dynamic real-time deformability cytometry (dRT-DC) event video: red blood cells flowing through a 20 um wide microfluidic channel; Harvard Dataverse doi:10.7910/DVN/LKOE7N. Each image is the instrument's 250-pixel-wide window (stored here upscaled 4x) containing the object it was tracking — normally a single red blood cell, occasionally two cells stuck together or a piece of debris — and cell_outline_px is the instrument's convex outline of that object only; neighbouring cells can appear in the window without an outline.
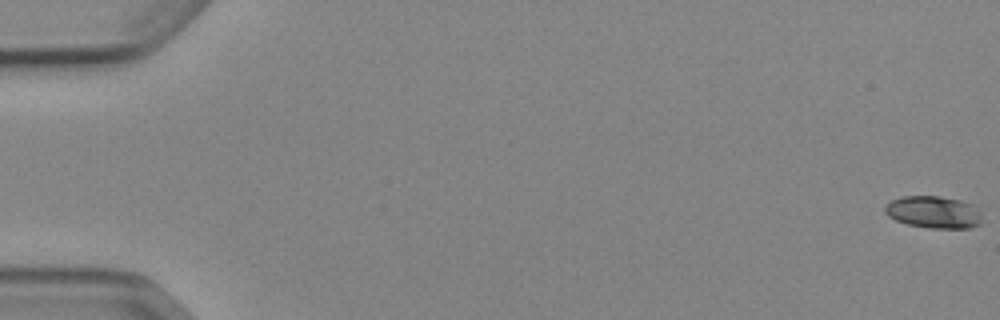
{"species": "Egyptian fruit bat (a non-hibernating species)", "species_latin": "Rousettus aegyptiacus", "temperature_condition": "cold", "stored_images_in_passage": 54, "camera_frame_rate_fps": 3000, "um_per_image_px": 0.085, "animal": {"sex": "female"}, "frame": {"image": 1, "passage_image": 1, "time_ms": 0.0, "image_size_px": [1000, 320], "cell_outline_px": [[980, 224], [972, 228], [932, 228], [908, 224], [896, 220], [888, 216], [884, 212], [884, 208], [892, 200], [904, 196], [940, 196], [960, 200], [972, 204], [980, 212]], "centroid_in_image_um": [79.36, 18.03], "position_along_channel_um": 5.6, "area_um2": 18.09}}
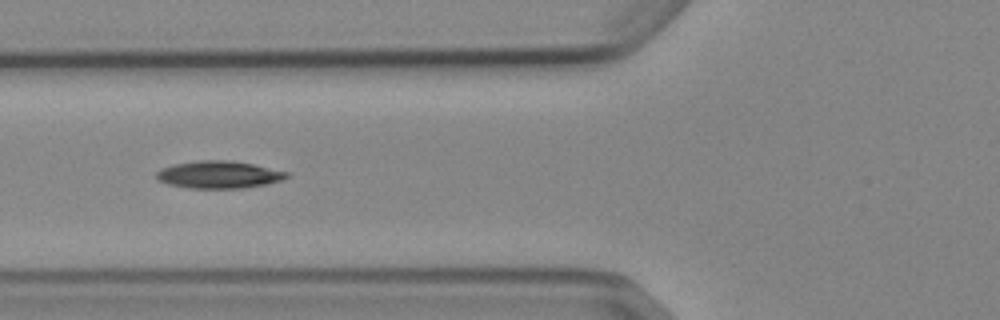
{"frame": {"image": 2, "passage_image": 22, "time_ms": 7.0, "image_size_px": [1000, 320], "cell_outline_px": [[288, 176], [280, 180], [264, 184], [244, 188], [188, 188], [168, 184], [156, 180], [156, 172], [160, 168], [176, 164], [200, 160], [228, 160], [252, 164], [288, 172]], "centroid_in_image_um": [18.54, 14.85], "position_along_channel_um": 107.3, "area_um2": 20.58}}
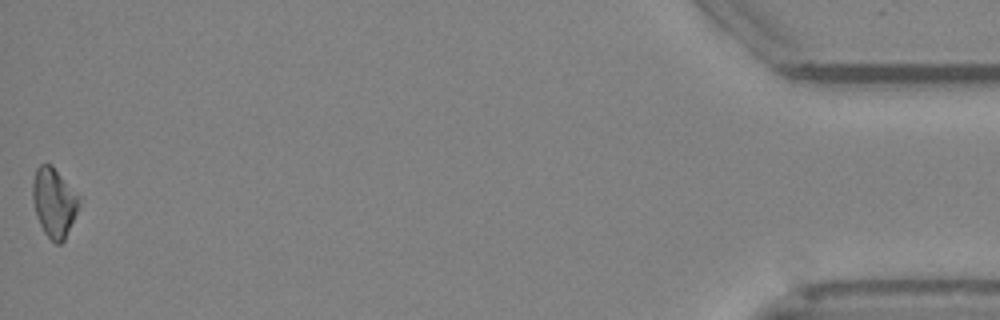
{"frame": {"image": 3, "passage_image": 54, "time_ms": 17.667, "image_size_px": [1000, 320], "cell_outline_px": [[80, 204], [64, 240], [60, 244], [56, 244], [44, 232], [36, 216], [32, 200], [32, 184], [36, 168], [40, 164], [52, 164], [76, 196]], "centroid_in_image_um": [4.54, 17.21], "position_along_channel_um": 430.7, "area_um2": 18.21}}